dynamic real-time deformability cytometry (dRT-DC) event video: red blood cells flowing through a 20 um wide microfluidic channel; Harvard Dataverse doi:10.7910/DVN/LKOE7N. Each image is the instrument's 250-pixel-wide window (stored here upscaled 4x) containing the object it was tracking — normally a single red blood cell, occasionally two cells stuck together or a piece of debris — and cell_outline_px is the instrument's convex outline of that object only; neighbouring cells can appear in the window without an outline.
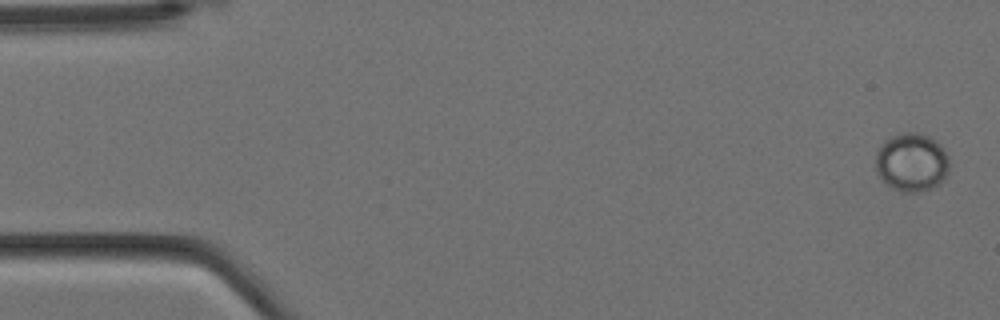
{"species": "Egyptian fruit bat (a non-hibernating species)", "species_latin": "Rousettus aegyptiacus", "temperature_condition": "cold", "stored_images_in_passage": 17, "camera_frame_rate_fps": 3000, "um_per_image_px": 0.085, "animal": {"sex": "female"}, "frame": {"image": 1, "passage_image": 1, "time_ms": 0.0, "image_size_px": [1000, 320], "cell_outline_px": [[948, 172], [944, 180], [940, 184], [932, 188], [920, 192], [900, 192], [892, 188], [876, 172], [876, 152], [880, 144], [892, 136], [900, 132], [916, 132], [928, 136], [936, 140], [940, 144], [948, 156]], "centroid_in_image_um": [77.5, 13.79], "position_along_channel_um": 7.5, "area_um2": 25.32}}
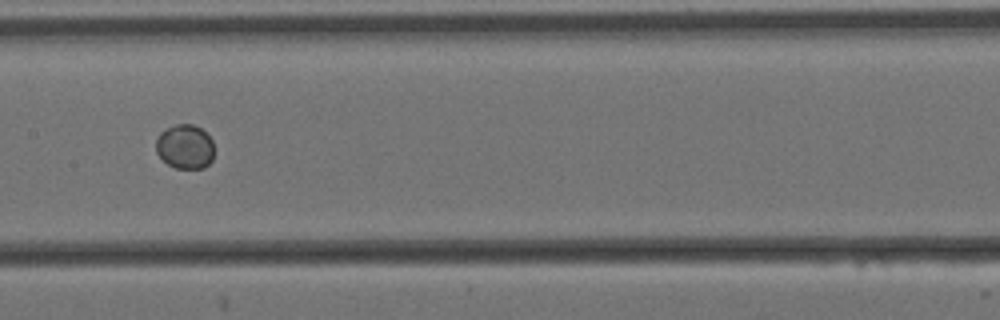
{"frame": {"image": 2, "passage_image": 8, "time_ms": 2.333, "image_size_px": [1000, 320], "cell_outline_px": [[212, 160], [204, 168], [176, 168], [168, 164], [156, 152], [156, 140], [160, 132], [176, 124], [192, 124], [200, 128], [212, 140]], "centroid_in_image_um": [15.71, 12.47], "position_along_channel_um": 191.7, "area_um2": 14.8}}
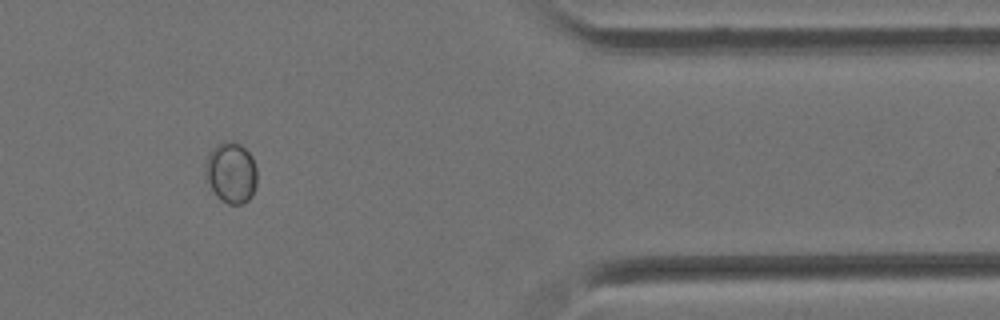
{"frame": {"image": 3, "passage_image": 13, "time_ms": 4.0, "image_size_px": [1000, 320], "cell_outline_px": [[256, 184], [252, 196], [244, 204], [228, 204], [220, 200], [216, 196], [204, 176], [204, 164], [212, 148], [216, 144], [224, 140], [232, 140], [240, 144], [252, 156], [256, 168]], "centroid_in_image_um": [19.62, 14.67], "position_along_channel_um": 391.8, "area_um2": 18.73}}